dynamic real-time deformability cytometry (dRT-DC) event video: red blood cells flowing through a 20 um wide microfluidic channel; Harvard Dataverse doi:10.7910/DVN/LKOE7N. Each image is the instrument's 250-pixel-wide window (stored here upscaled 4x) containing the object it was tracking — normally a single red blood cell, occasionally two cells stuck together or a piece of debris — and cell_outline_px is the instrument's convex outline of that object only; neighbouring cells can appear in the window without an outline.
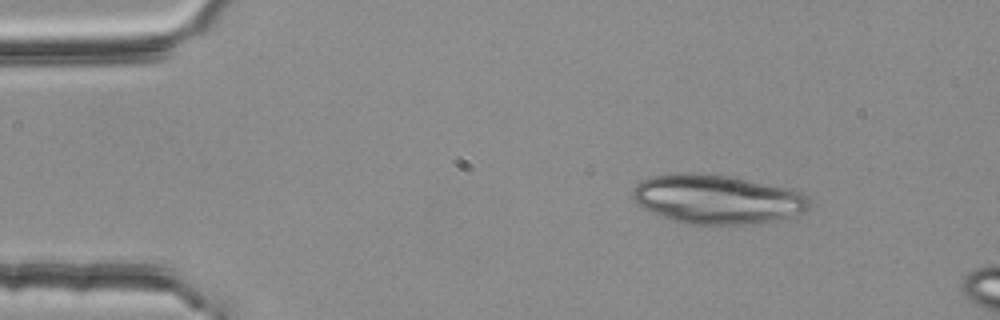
{"species": "common noctule bat (a hibernating species)", "species_latin": "Nyctalus noctula", "temperature_condition": "room temperature", "stored_images_in_passage": 7, "camera_frame_rate_fps": 3000, "um_per_image_px": 0.085, "animal": {"sex": "female", "body_mass_g": 25.1}, "frame": {"image": 1, "passage_image": 1, "time_ms": 0.0, "image_size_px": [1000, 320], "cell_outline_px": [[808, 208], [804, 212], [776, 220], [744, 224], [692, 224], [672, 220], [652, 212], [636, 204], [632, 200], [632, 192], [636, 184], [652, 176], [676, 172], [700, 172], [736, 176], [792, 188], [808, 196]], "centroid_in_image_um": [60.95, 16.9], "position_along_channel_um": 24.1, "area_um2": 51.1}}